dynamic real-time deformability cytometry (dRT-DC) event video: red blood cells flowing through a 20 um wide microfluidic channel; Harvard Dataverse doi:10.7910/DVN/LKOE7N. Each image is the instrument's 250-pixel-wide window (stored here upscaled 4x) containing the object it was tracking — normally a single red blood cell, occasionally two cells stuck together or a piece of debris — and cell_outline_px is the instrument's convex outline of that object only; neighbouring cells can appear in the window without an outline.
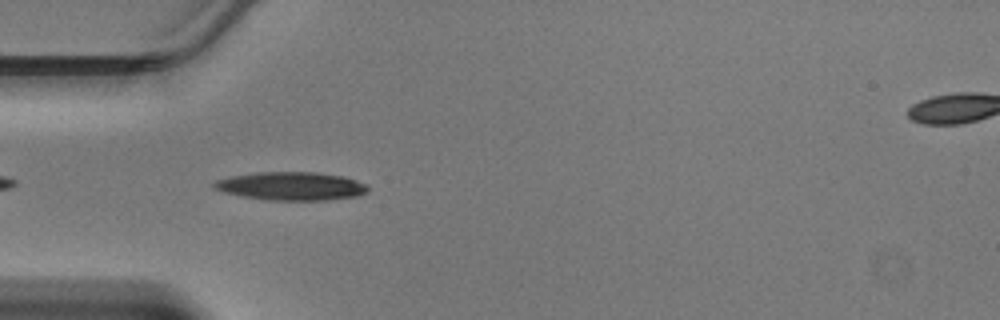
{"species": "Egyptian fruit bat (a non-hibernating species)", "species_latin": "Rousettus aegyptiacus", "temperature_condition": "warm", "stored_images_in_passage": 21, "camera_frame_rate_fps": 3000, "um_per_image_px": 0.085, "animal": {"sex": "male"}, "frame": {"image": 1, "passage_image": 2, "time_ms": 0.333, "image_size_px": [1000, 320], "cell_outline_px": [[368, 192], [360, 196], [328, 200], [268, 200], [244, 196], [224, 192], [216, 188], [212, 184], [216, 180], [232, 176], [256, 172], [316, 172], [344, 176], [368, 184]], "centroid_in_image_um": [24.83, 15.82], "position_along_channel_um": 60.2, "area_um2": 25.43}}
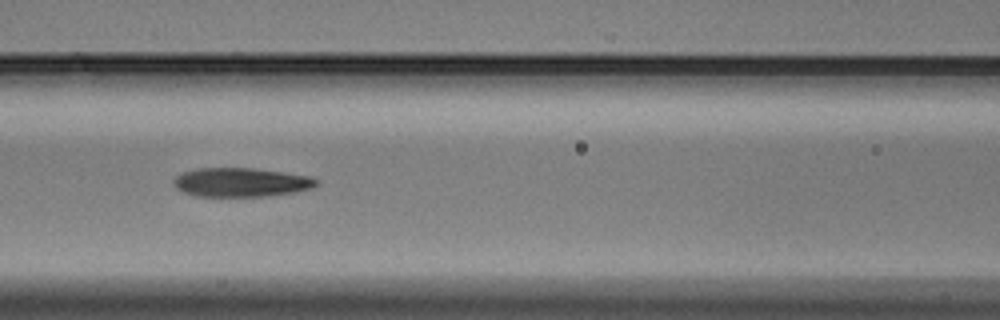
{"frame": {"image": 2, "passage_image": 8, "time_ms": 2.333, "image_size_px": [1000, 320], "cell_outline_px": [[320, 184], [312, 188], [296, 192], [268, 196], [196, 196], [184, 192], [176, 188], [172, 184], [172, 180], [176, 176], [184, 172], [196, 168], [252, 168], [308, 176], [316, 180]], "centroid_in_image_um": [20.46, 15.5], "position_along_channel_um": 146.1, "area_um2": 24.04}}
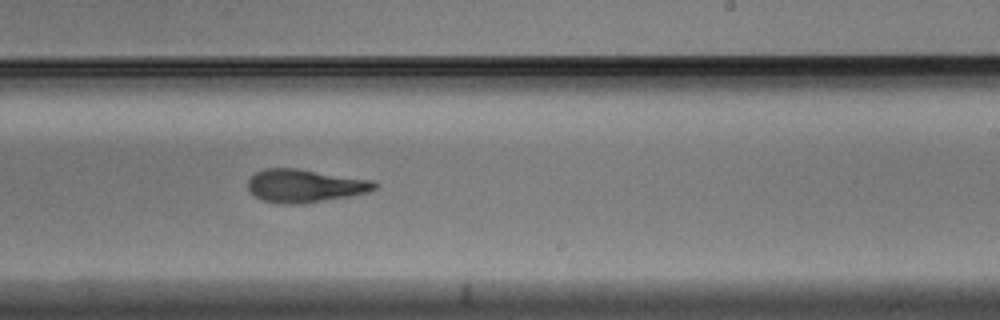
{"frame": {"image": 3, "passage_image": 16, "time_ms": 5.0, "image_size_px": [1000, 320], "cell_outline_px": [[376, 188], [368, 192], [348, 196], [304, 204], [280, 204], [260, 200], [248, 192], [248, 180], [256, 172], [264, 168], [296, 168], [376, 180]], "centroid_in_image_um": [25.89, 15.79], "position_along_channel_um": 263.1, "area_um2": 24.74}}